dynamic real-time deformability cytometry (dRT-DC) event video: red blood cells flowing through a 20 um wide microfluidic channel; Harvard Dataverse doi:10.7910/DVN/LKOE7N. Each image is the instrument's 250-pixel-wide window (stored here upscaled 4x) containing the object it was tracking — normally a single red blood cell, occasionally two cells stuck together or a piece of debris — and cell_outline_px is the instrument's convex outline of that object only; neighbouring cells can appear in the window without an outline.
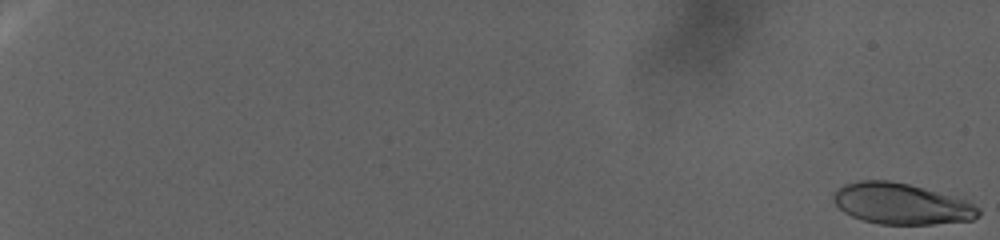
{"species": "human", "species_latin": "Homo sapiens", "temperature_condition": "warm", "stored_images_in_passage": 35, "camera_frame_rate_fps": 3000, "um_per_image_px": 0.085, "donor": {"sex": "female"}, "frame": {"image": 1, "passage_image": 1, "time_ms": 0.0, "image_size_px": [1000, 240], "cell_outline_px": [[980, 216], [972, 220], [932, 224], [880, 224], [864, 220], [852, 216], [844, 212], [836, 204], [832, 196], [832, 192], [836, 188], [844, 184], [860, 180], [888, 180], [908, 184], [924, 188], [968, 200], [980, 208]], "centroid_in_image_um": [76.62, 17.31], "position_along_channel_um": 8.4, "area_um2": 34.8}}